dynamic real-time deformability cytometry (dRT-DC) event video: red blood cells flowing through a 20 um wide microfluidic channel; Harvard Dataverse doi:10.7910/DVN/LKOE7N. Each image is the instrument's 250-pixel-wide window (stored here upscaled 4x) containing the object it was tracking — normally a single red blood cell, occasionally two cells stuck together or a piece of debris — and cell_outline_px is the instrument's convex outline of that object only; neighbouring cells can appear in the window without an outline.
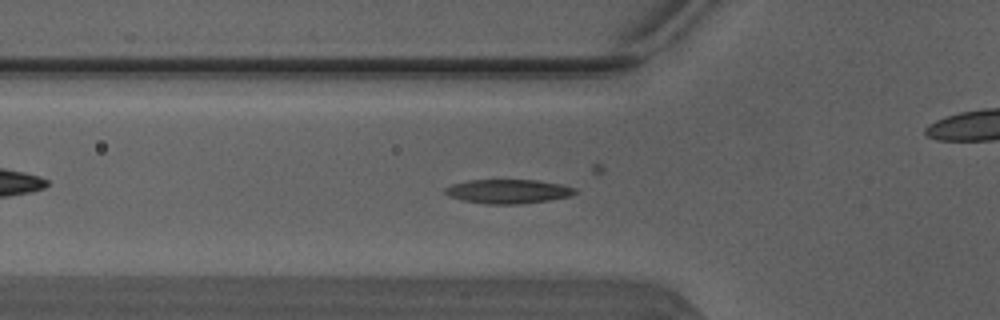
{"species": "Egyptian fruit bat (a non-hibernating species)", "species_latin": "Rousettus aegyptiacus", "temperature_condition": "warm", "stored_images_in_passage": 40, "camera_frame_rate_fps": 3000, "um_per_image_px": 0.085, "animal": {"sex": "male"}, "frame": {"image": 1, "passage_image": 5, "time_ms": 1.333, "image_size_px": [1000, 320], "cell_outline_px": [[576, 192], [572, 196], [548, 200], [520, 204], [484, 204], [460, 200], [448, 196], [444, 192], [444, 188], [452, 184], [468, 180], [536, 180], [560, 184], [576, 188]], "centroid_in_image_um": [43.15, 16.27], "position_along_channel_um": 82.6, "area_um2": 18.38}}
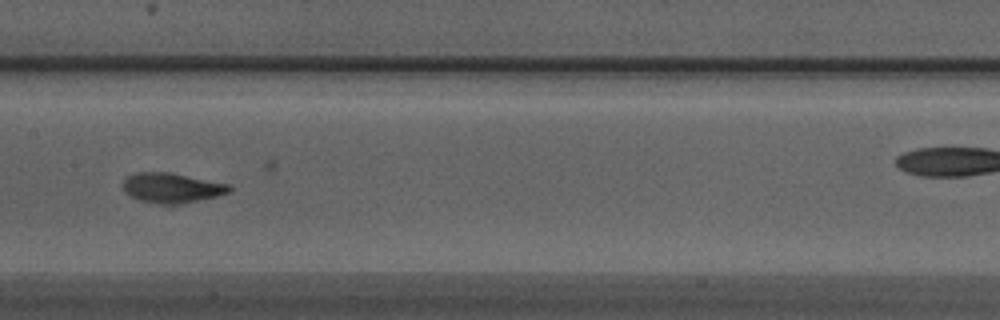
{"frame": {"image": 2, "passage_image": 13, "time_ms": 4.0, "image_size_px": [1000, 320], "cell_outline_px": [[232, 188], [228, 192], [216, 196], [196, 200], [172, 204], [156, 204], [140, 200], [124, 192], [124, 180], [128, 176], [136, 172], [168, 172], [228, 184]], "centroid_in_image_um": [14.56, 15.96], "position_along_channel_um": 192.8, "area_um2": 18.03}}
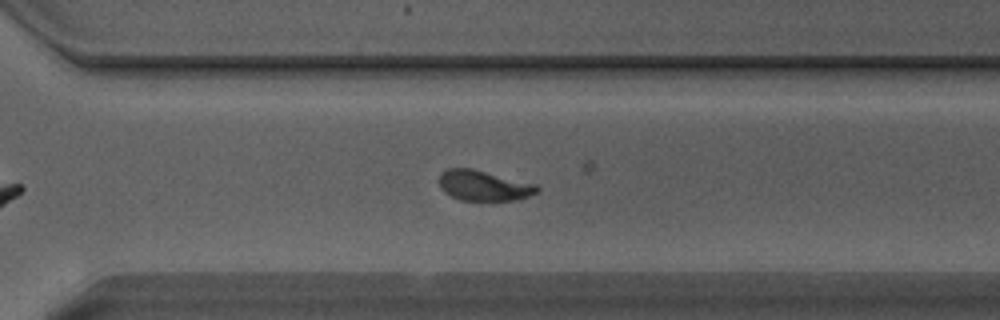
{"frame": {"image": 3, "passage_image": 23, "time_ms": 7.333, "image_size_px": [1000, 320], "cell_outline_px": [[540, 188], [536, 192], [520, 200], [460, 200], [444, 192], [440, 188], [440, 176], [448, 168], [472, 168], [536, 184]], "centroid_in_image_um": [41.13, 15.78], "position_along_channel_um": 329.5, "area_um2": 17.17}, "authors_computed_cell_mechanics": {"area_um2": 17.4267, "velocity_mm_per_s": 4.1083, "shape_relaxation_time_tau1_ms": 3.1523, "shape_relaxation_time_tau2_ms": 1.1811, "deformation_change_tau1": 0.1568, "deformation_change_tau2": 0.0685}}